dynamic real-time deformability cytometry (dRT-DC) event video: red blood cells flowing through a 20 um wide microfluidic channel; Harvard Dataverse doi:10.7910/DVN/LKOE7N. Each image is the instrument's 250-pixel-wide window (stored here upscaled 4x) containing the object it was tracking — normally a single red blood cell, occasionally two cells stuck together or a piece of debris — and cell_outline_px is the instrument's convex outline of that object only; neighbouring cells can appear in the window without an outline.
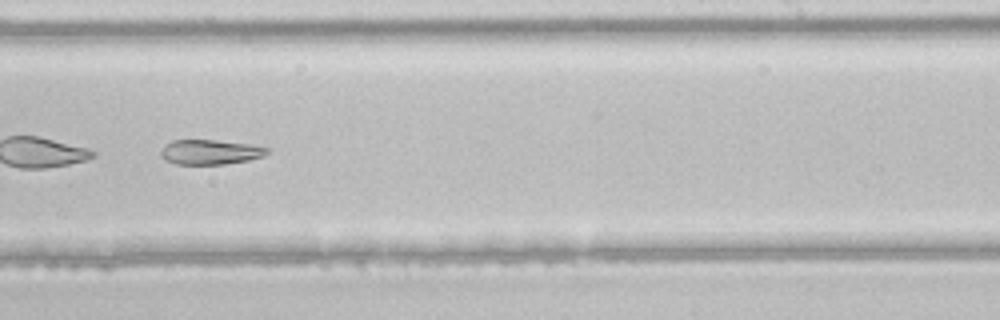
{"species": "common noctule bat (a hibernating species)", "species_latin": "Nyctalus noctula", "temperature_condition": "room temperature", "stored_images_in_passage": 36, "camera_frame_rate_fps": 3000, "um_per_image_px": 0.085, "animal": {"sex": "male", "body_mass_g": 21.5, "forearm_length_mm": 52.0}, "frame": {"image": 1, "passage_image": 21, "time_ms": 6.667, "image_size_px": [1000, 320], "cell_outline_px": [[268, 152], [264, 156], [248, 160], [224, 164], [176, 164], [164, 160], [160, 152], [164, 144], [172, 140], [216, 140], [252, 144], [268, 148]], "centroid_in_image_um": [17.85, 12.92], "position_along_channel_um": 271.2, "area_um2": 15.43}}